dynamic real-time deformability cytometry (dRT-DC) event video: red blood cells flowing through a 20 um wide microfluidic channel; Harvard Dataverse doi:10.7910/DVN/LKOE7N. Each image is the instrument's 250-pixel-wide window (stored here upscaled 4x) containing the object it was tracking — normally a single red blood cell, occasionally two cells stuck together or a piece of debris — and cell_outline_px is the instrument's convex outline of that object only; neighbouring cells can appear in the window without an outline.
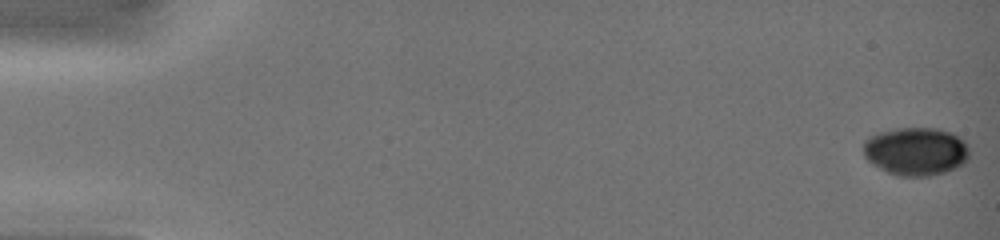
{"species": "common noctule bat (a hibernating species)", "species_latin": "Nyctalus noctula", "temperature_condition": "warm", "stored_images_in_passage": 36, "camera_frame_rate_fps": 3000, "um_per_image_px": 0.085, "animal": {"sex": "female", "body_mass_g": 19.0, "forearm_length_mm": 51.5}, "frame": {"image": 1, "passage_image": 1, "time_ms": 0.0, "image_size_px": [1000, 240], "cell_outline_px": [[968, 160], [964, 164], [956, 168], [944, 172], [928, 176], [900, 176], [888, 172], [872, 164], [864, 156], [864, 140], [868, 136], [880, 132], [900, 128], [936, 128], [952, 132], [964, 140], [968, 144]], "centroid_in_image_um": [77.87, 12.86], "position_along_channel_um": 7.1, "area_um2": 29.88}}
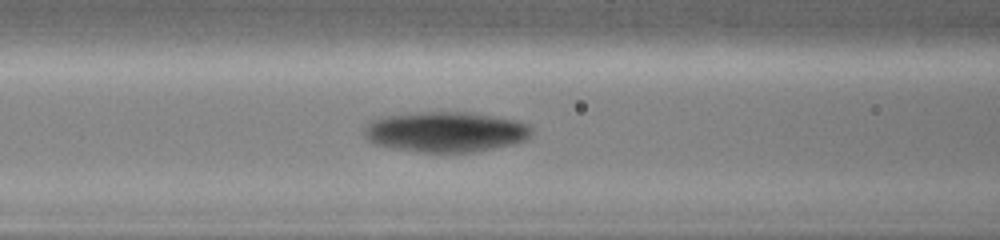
{"frame": {"image": 2, "passage_image": 20, "time_ms": 7.0, "image_size_px": [1000, 240], "cell_outline_px": [[532, 132], [524, 140], [512, 144], [472, 152], [420, 152], [392, 148], [376, 144], [368, 140], [364, 136], [364, 128], [368, 120], [388, 116], [424, 112], [472, 112], [516, 120], [532, 124]], "centroid_in_image_um": [37.88, 11.2], "position_along_channel_um": 128.7, "area_um2": 39.36}}
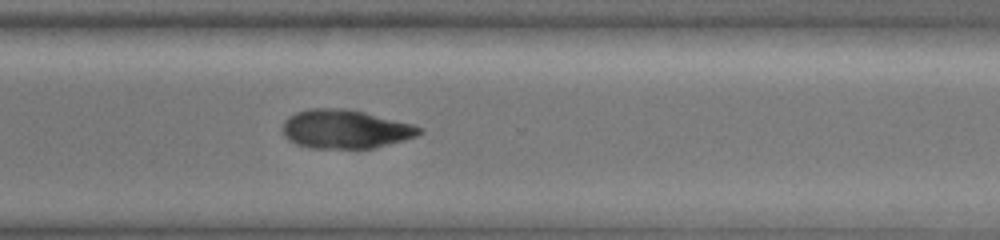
{"frame": {"image": 3, "passage_image": 35, "time_ms": 12.0, "image_size_px": [1000, 240], "cell_outline_px": [[424, 132], [416, 136], [404, 140], [372, 148], [308, 148], [296, 144], [288, 140], [284, 136], [284, 120], [288, 116], [296, 112], [308, 108], [336, 108], [364, 112], [412, 124], [424, 128]], "centroid_in_image_um": [29.34, 10.98], "position_along_channel_um": 341.3, "area_um2": 30.81}}